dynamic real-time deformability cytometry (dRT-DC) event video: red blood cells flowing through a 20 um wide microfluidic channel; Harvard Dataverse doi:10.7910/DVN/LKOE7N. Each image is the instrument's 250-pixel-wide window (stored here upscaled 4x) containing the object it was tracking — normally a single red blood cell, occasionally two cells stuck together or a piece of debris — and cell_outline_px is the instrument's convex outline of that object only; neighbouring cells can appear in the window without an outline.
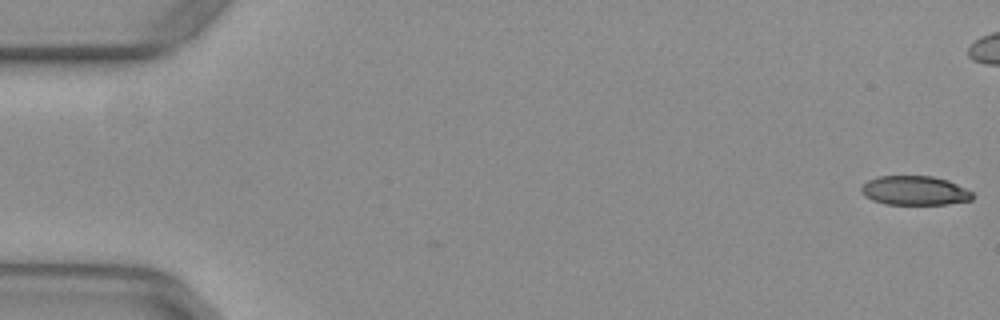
{"species": "common noctule bat (a hibernating species)", "species_latin": "Nyctalus noctula", "temperature_condition": "warm", "stored_images_in_passage": 3, "camera_frame_rate_fps": 3000, "um_per_image_px": 0.085, "animal": {"sex": "female", "body_mass_g": 29.2, "forearm_length_mm": 56.3}, "frame": {"image": 1, "passage_image": 1, "time_ms": 0.0, "image_size_px": [1000, 320], "cell_outline_px": [[972, 200], [948, 204], [884, 204], [872, 200], [864, 196], [860, 192], [860, 188], [868, 180], [880, 176], [932, 176], [948, 180], [972, 192]], "centroid_in_image_um": [77.72, 16.2], "position_along_channel_um": 7.3, "area_um2": 18.9}}